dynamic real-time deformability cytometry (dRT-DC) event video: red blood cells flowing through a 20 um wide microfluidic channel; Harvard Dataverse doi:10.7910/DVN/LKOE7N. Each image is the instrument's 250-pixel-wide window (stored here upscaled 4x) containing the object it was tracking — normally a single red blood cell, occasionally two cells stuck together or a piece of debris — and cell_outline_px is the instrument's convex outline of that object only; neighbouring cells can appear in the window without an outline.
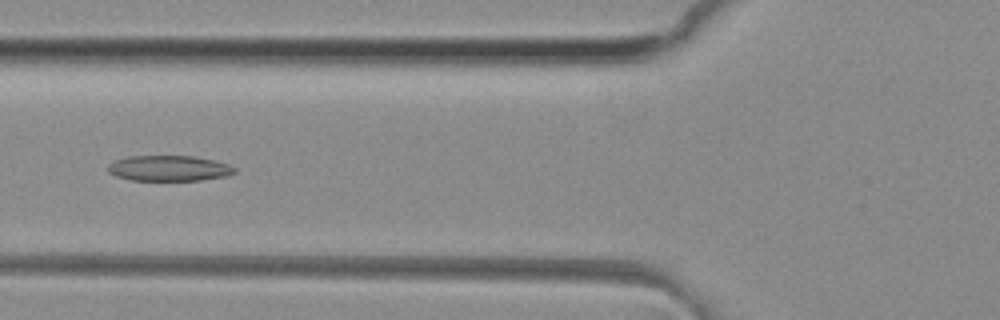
{"species": "common noctule bat (a hibernating species)", "species_latin": "Nyctalus noctula", "temperature_condition": "room temperature", "stored_images_in_passage": 50, "camera_frame_rate_fps": 3000, "um_per_image_px": 0.085, "animal": {"sex": "female", "body_mass_g": 29.2, "forearm_length_mm": 56.3}, "frame": {"image": 1, "passage_image": 19, "time_ms": 6.0, "image_size_px": [1000, 320], "cell_outline_px": [[236, 172], [228, 176], [200, 180], [128, 180], [116, 176], [108, 172], [108, 164], [116, 160], [128, 156], [196, 156], [228, 164], [236, 168]], "centroid_in_image_um": [14.37, 14.3], "position_along_channel_um": 111.4, "area_um2": 18.9}}
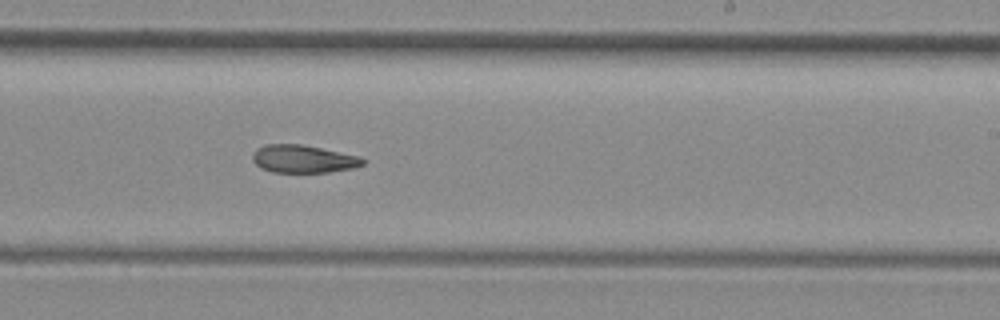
{"frame": {"image": 2, "passage_image": 30, "time_ms": 9.667, "image_size_px": [1000, 320], "cell_outline_px": [[364, 164], [352, 168], [328, 172], [272, 172], [260, 168], [252, 160], [252, 152], [256, 148], [264, 144], [300, 144], [360, 156], [364, 160]], "centroid_in_image_um": [25.72, 13.5], "position_along_channel_um": 263.3, "area_um2": 17.86}}
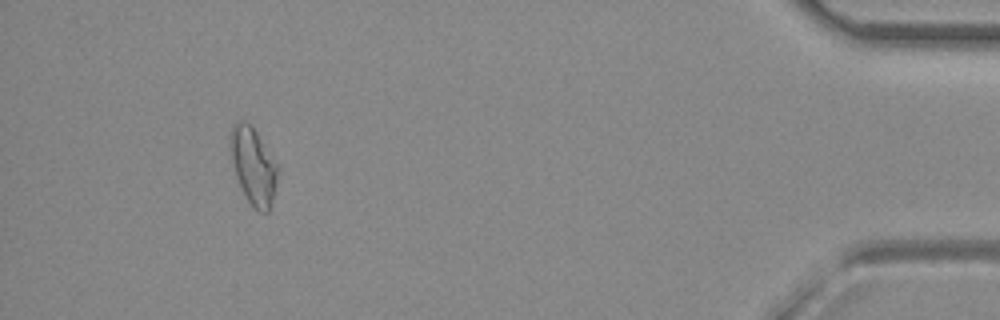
{"frame": {"image": 3, "passage_image": 46, "time_ms": 15.0, "image_size_px": [1000, 320], "cell_outline_px": [[276, 184], [268, 212], [260, 212], [252, 208], [236, 176], [228, 148], [228, 136], [232, 124], [236, 120], [248, 120], [252, 124], [276, 164]], "centroid_in_image_um": [21.45, 14.01], "position_along_channel_um": 413.7, "area_um2": 21.21}, "authors_computed_cell_mechanics": {"area_um2": 19.4786, "velocity_mm_per_s": 4.1436, "shape_relaxation_time_tau1_ms": null, "shape_relaxation_time_tau2_ms": 5.4304, "deformation_change_tau1": null, "deformation_change_tau2": 0.1432}}